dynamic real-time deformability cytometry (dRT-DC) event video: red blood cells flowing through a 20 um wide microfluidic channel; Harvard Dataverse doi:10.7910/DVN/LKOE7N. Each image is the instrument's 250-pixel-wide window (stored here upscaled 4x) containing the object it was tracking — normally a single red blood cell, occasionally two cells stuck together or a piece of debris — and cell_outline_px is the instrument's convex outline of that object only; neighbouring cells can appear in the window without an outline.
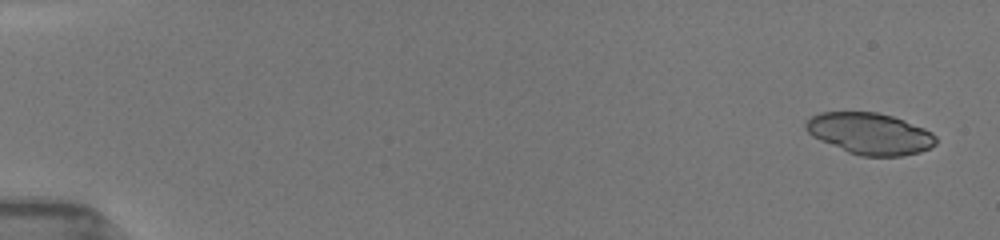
{"species": "common noctule bat (a hibernating species)", "species_latin": "Nyctalus noctula", "temperature_condition": "room temperature", "stored_images_in_passage": 14, "camera_frame_rate_fps": 3000, "um_per_image_px": 0.085, "animal": {"sex": "female", "body_mass_g": 19.5, "forearm_length_mm": 54.1}, "frame": {"image": 1, "passage_image": 1, "time_ms": 0.0, "image_size_px": [1000, 240], "cell_outline_px": [[936, 144], [920, 152], [900, 156], [860, 156], [848, 152], [820, 140], [812, 136], [804, 128], [804, 124], [808, 116], [820, 112], [876, 112], [892, 116], [904, 120], [924, 128], [932, 132], [936, 136]], "centroid_in_image_um": [73.91, 11.35], "position_along_channel_um": 11.1, "area_um2": 31.56}}